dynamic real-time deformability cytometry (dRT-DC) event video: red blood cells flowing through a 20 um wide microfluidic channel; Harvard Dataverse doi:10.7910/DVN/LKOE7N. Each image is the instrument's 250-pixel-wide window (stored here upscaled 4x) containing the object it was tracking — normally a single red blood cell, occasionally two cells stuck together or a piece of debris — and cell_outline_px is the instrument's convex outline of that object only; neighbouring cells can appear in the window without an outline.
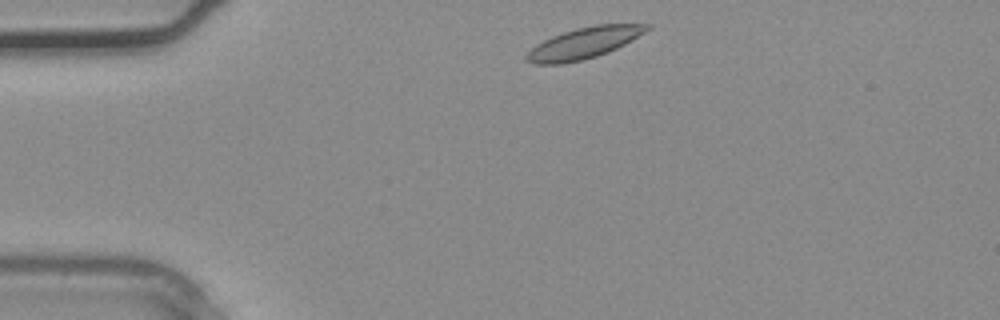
{"species": "common noctule bat (a hibernating species)", "species_latin": "Nyctalus noctula", "temperature_condition": "warm", "stored_images_in_passage": 2, "camera_frame_rate_fps": 3000, "um_per_image_px": 0.085, "animal": {"sex": "male", "body_mass_g": 20.4}, "frame": {"image": 1, "passage_image": 1, "time_ms": 0.0, "image_size_px": [1000, 320], "cell_outline_px": [[652, 28], [632, 40], [608, 52], [584, 60], [564, 64], [532, 64], [524, 60], [524, 56], [536, 44], [552, 36], [576, 28], [592, 24], [652, 24]], "centroid_in_image_um": [49.62, 3.66], "position_along_channel_um": 35.4, "area_um2": 22.02}}
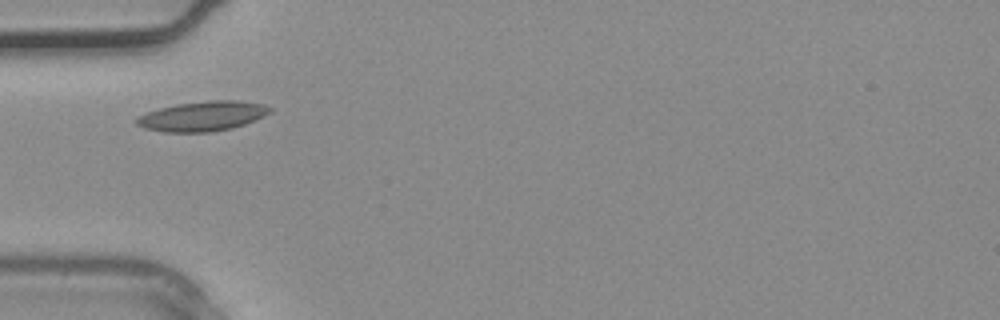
{"frame": {"image": 2, "passage_image": 2, "time_ms": 0.333, "image_size_px": [1000, 320], "cell_outline_px": [[272, 112], [264, 116], [244, 124], [232, 128], [212, 132], [164, 132], [144, 128], [136, 124], [132, 120], [148, 112], [160, 108], [176, 104], [208, 100], [240, 100], [264, 104], [272, 108]], "centroid_in_image_um": [17.23, 9.87], "position_along_channel_um": 67.8, "area_um2": 23.29}}